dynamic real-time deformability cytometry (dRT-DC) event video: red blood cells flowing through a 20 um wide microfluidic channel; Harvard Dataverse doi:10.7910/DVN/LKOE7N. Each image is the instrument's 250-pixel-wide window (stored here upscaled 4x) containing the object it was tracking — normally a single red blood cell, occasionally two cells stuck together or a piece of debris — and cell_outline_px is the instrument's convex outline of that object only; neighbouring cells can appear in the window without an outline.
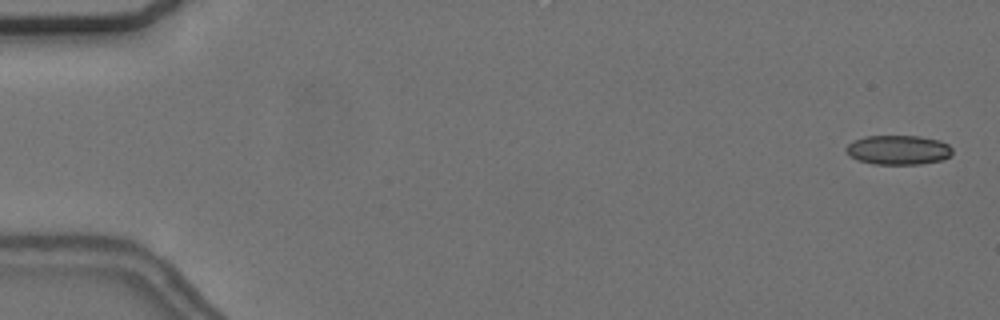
{"species": "common noctule bat (a hibernating species)", "species_latin": "Nyctalus noctula", "temperature_condition": "cold", "stored_images_in_passage": 10, "camera_frame_rate_fps": 3000, "um_per_image_px": 0.085, "animal": {"sex": "female", "body_mass_g": 24.6, "forearm_length_mm": 56.2}, "frame": {"image": 1, "passage_image": 2, "time_ms": 0.333, "image_size_px": [1000, 320], "cell_outline_px": [[952, 152], [948, 156], [940, 160], [920, 164], [872, 164], [860, 160], [852, 156], [844, 148], [848, 144], [864, 136], [920, 136], [940, 140], [948, 144], [952, 148]], "centroid_in_image_um": [76.37, 12.73], "position_along_channel_um": 8.6, "area_um2": 18.03}}